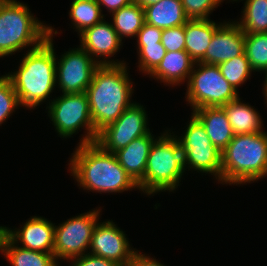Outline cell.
<instances>
[{
  "label": "cell",
  "instance_id": "cell-1",
  "mask_svg": "<svg viewBox=\"0 0 267 266\" xmlns=\"http://www.w3.org/2000/svg\"><path fill=\"white\" fill-rule=\"evenodd\" d=\"M57 34L61 33L55 30L54 26H50L47 40L39 47L25 52L18 69L6 74L12 82L21 107L34 110L44 102L49 101L48 105L52 101L50 94L57 88V54L53 43V38Z\"/></svg>",
  "mask_w": 267,
  "mask_h": 266
},
{
  "label": "cell",
  "instance_id": "cell-2",
  "mask_svg": "<svg viewBox=\"0 0 267 266\" xmlns=\"http://www.w3.org/2000/svg\"><path fill=\"white\" fill-rule=\"evenodd\" d=\"M70 157L67 170L78 187L88 193L116 194L138 190L114 153L105 151L96 142L77 145Z\"/></svg>",
  "mask_w": 267,
  "mask_h": 266
},
{
  "label": "cell",
  "instance_id": "cell-3",
  "mask_svg": "<svg viewBox=\"0 0 267 266\" xmlns=\"http://www.w3.org/2000/svg\"><path fill=\"white\" fill-rule=\"evenodd\" d=\"M128 67L127 63L99 65L94 71L85 93L97 133L116 121L134 103V82L130 79Z\"/></svg>",
  "mask_w": 267,
  "mask_h": 266
},
{
  "label": "cell",
  "instance_id": "cell-4",
  "mask_svg": "<svg viewBox=\"0 0 267 266\" xmlns=\"http://www.w3.org/2000/svg\"><path fill=\"white\" fill-rule=\"evenodd\" d=\"M267 132L234 135L221 153V184L247 185L263 179Z\"/></svg>",
  "mask_w": 267,
  "mask_h": 266
},
{
  "label": "cell",
  "instance_id": "cell-5",
  "mask_svg": "<svg viewBox=\"0 0 267 266\" xmlns=\"http://www.w3.org/2000/svg\"><path fill=\"white\" fill-rule=\"evenodd\" d=\"M49 33L50 25L35 17L27 4L0 0V58L39 47Z\"/></svg>",
  "mask_w": 267,
  "mask_h": 266
},
{
  "label": "cell",
  "instance_id": "cell-6",
  "mask_svg": "<svg viewBox=\"0 0 267 266\" xmlns=\"http://www.w3.org/2000/svg\"><path fill=\"white\" fill-rule=\"evenodd\" d=\"M160 134L150 148L144 178L137 184L138 190L148 197L159 192L174 193L186 173L174 132L168 129Z\"/></svg>",
  "mask_w": 267,
  "mask_h": 266
},
{
  "label": "cell",
  "instance_id": "cell-7",
  "mask_svg": "<svg viewBox=\"0 0 267 266\" xmlns=\"http://www.w3.org/2000/svg\"><path fill=\"white\" fill-rule=\"evenodd\" d=\"M48 117L61 138H70L84 129L77 145L94 143L98 133L94 130L86 93H68L52 99L46 106Z\"/></svg>",
  "mask_w": 267,
  "mask_h": 266
},
{
  "label": "cell",
  "instance_id": "cell-8",
  "mask_svg": "<svg viewBox=\"0 0 267 266\" xmlns=\"http://www.w3.org/2000/svg\"><path fill=\"white\" fill-rule=\"evenodd\" d=\"M186 85L185 99L191 111L222 107L239 97V92L223 77L217 65L195 63Z\"/></svg>",
  "mask_w": 267,
  "mask_h": 266
},
{
  "label": "cell",
  "instance_id": "cell-9",
  "mask_svg": "<svg viewBox=\"0 0 267 266\" xmlns=\"http://www.w3.org/2000/svg\"><path fill=\"white\" fill-rule=\"evenodd\" d=\"M188 122L182 136L174 134L181 148L185 171L213 175L221 184L222 152L211 143L203 125L193 115Z\"/></svg>",
  "mask_w": 267,
  "mask_h": 266
},
{
  "label": "cell",
  "instance_id": "cell-10",
  "mask_svg": "<svg viewBox=\"0 0 267 266\" xmlns=\"http://www.w3.org/2000/svg\"><path fill=\"white\" fill-rule=\"evenodd\" d=\"M101 210V207L94 208L55 225L54 256L59 264V260L68 262L89 252L92 233L100 219Z\"/></svg>",
  "mask_w": 267,
  "mask_h": 266
},
{
  "label": "cell",
  "instance_id": "cell-11",
  "mask_svg": "<svg viewBox=\"0 0 267 266\" xmlns=\"http://www.w3.org/2000/svg\"><path fill=\"white\" fill-rule=\"evenodd\" d=\"M148 121L144 106L134 101L116 121L98 132L95 142L105 151L114 153L149 133Z\"/></svg>",
  "mask_w": 267,
  "mask_h": 266
},
{
  "label": "cell",
  "instance_id": "cell-12",
  "mask_svg": "<svg viewBox=\"0 0 267 266\" xmlns=\"http://www.w3.org/2000/svg\"><path fill=\"white\" fill-rule=\"evenodd\" d=\"M98 66L80 45L70 48L56 56V87L62 94L85 93Z\"/></svg>",
  "mask_w": 267,
  "mask_h": 266
},
{
  "label": "cell",
  "instance_id": "cell-13",
  "mask_svg": "<svg viewBox=\"0 0 267 266\" xmlns=\"http://www.w3.org/2000/svg\"><path fill=\"white\" fill-rule=\"evenodd\" d=\"M113 220H105L95 226L89 254L116 262L120 266H129L133 254L137 250L131 247L129 238Z\"/></svg>",
  "mask_w": 267,
  "mask_h": 266
},
{
  "label": "cell",
  "instance_id": "cell-14",
  "mask_svg": "<svg viewBox=\"0 0 267 266\" xmlns=\"http://www.w3.org/2000/svg\"><path fill=\"white\" fill-rule=\"evenodd\" d=\"M105 19L79 34L80 46L99 65L124 64L126 63L124 60L111 59L117 52H120L124 42L113 28L111 21L108 22Z\"/></svg>",
  "mask_w": 267,
  "mask_h": 266
},
{
  "label": "cell",
  "instance_id": "cell-15",
  "mask_svg": "<svg viewBox=\"0 0 267 266\" xmlns=\"http://www.w3.org/2000/svg\"><path fill=\"white\" fill-rule=\"evenodd\" d=\"M20 226L7 227V237L13 243L28 250L54 253L55 223L42 216H30Z\"/></svg>",
  "mask_w": 267,
  "mask_h": 266
},
{
  "label": "cell",
  "instance_id": "cell-16",
  "mask_svg": "<svg viewBox=\"0 0 267 266\" xmlns=\"http://www.w3.org/2000/svg\"><path fill=\"white\" fill-rule=\"evenodd\" d=\"M245 33L235 20L223 21L215 30L200 63L219 65L244 52Z\"/></svg>",
  "mask_w": 267,
  "mask_h": 266
},
{
  "label": "cell",
  "instance_id": "cell-17",
  "mask_svg": "<svg viewBox=\"0 0 267 266\" xmlns=\"http://www.w3.org/2000/svg\"><path fill=\"white\" fill-rule=\"evenodd\" d=\"M155 137L150 131L146 135L134 139L126 147L114 152L118 163L136 184L144 178L149 151L156 140Z\"/></svg>",
  "mask_w": 267,
  "mask_h": 266
},
{
  "label": "cell",
  "instance_id": "cell-18",
  "mask_svg": "<svg viewBox=\"0 0 267 266\" xmlns=\"http://www.w3.org/2000/svg\"><path fill=\"white\" fill-rule=\"evenodd\" d=\"M194 64L186 50L166 51L160 64L149 77L166 86L177 87L188 82Z\"/></svg>",
  "mask_w": 267,
  "mask_h": 266
},
{
  "label": "cell",
  "instance_id": "cell-19",
  "mask_svg": "<svg viewBox=\"0 0 267 266\" xmlns=\"http://www.w3.org/2000/svg\"><path fill=\"white\" fill-rule=\"evenodd\" d=\"M204 127L211 143L221 152L234 137L223 107H204L191 113Z\"/></svg>",
  "mask_w": 267,
  "mask_h": 266
},
{
  "label": "cell",
  "instance_id": "cell-20",
  "mask_svg": "<svg viewBox=\"0 0 267 266\" xmlns=\"http://www.w3.org/2000/svg\"><path fill=\"white\" fill-rule=\"evenodd\" d=\"M222 23H216L211 19H193L186 22L184 25L185 50L195 63L203 59L215 30Z\"/></svg>",
  "mask_w": 267,
  "mask_h": 266
},
{
  "label": "cell",
  "instance_id": "cell-21",
  "mask_svg": "<svg viewBox=\"0 0 267 266\" xmlns=\"http://www.w3.org/2000/svg\"><path fill=\"white\" fill-rule=\"evenodd\" d=\"M241 102L240 96L223 105L234 135L260 133L264 128L262 117L256 108Z\"/></svg>",
  "mask_w": 267,
  "mask_h": 266
},
{
  "label": "cell",
  "instance_id": "cell-22",
  "mask_svg": "<svg viewBox=\"0 0 267 266\" xmlns=\"http://www.w3.org/2000/svg\"><path fill=\"white\" fill-rule=\"evenodd\" d=\"M145 22L160 29L185 25L189 20L181 0H161L144 7Z\"/></svg>",
  "mask_w": 267,
  "mask_h": 266
},
{
  "label": "cell",
  "instance_id": "cell-23",
  "mask_svg": "<svg viewBox=\"0 0 267 266\" xmlns=\"http://www.w3.org/2000/svg\"><path fill=\"white\" fill-rule=\"evenodd\" d=\"M113 28L117 31L121 40L123 38H135L145 23L144 8L135 2L122 7L110 14Z\"/></svg>",
  "mask_w": 267,
  "mask_h": 266
},
{
  "label": "cell",
  "instance_id": "cell-24",
  "mask_svg": "<svg viewBox=\"0 0 267 266\" xmlns=\"http://www.w3.org/2000/svg\"><path fill=\"white\" fill-rule=\"evenodd\" d=\"M3 256L11 266H61L54 253H45L21 248L8 237L3 244Z\"/></svg>",
  "mask_w": 267,
  "mask_h": 266
},
{
  "label": "cell",
  "instance_id": "cell-25",
  "mask_svg": "<svg viewBox=\"0 0 267 266\" xmlns=\"http://www.w3.org/2000/svg\"><path fill=\"white\" fill-rule=\"evenodd\" d=\"M242 10L239 21L235 22L245 34L267 33V0H245Z\"/></svg>",
  "mask_w": 267,
  "mask_h": 266
},
{
  "label": "cell",
  "instance_id": "cell-26",
  "mask_svg": "<svg viewBox=\"0 0 267 266\" xmlns=\"http://www.w3.org/2000/svg\"><path fill=\"white\" fill-rule=\"evenodd\" d=\"M68 14L70 20L72 19V29H75L78 35L86 28L101 22L106 16L94 0H73Z\"/></svg>",
  "mask_w": 267,
  "mask_h": 266
},
{
  "label": "cell",
  "instance_id": "cell-27",
  "mask_svg": "<svg viewBox=\"0 0 267 266\" xmlns=\"http://www.w3.org/2000/svg\"><path fill=\"white\" fill-rule=\"evenodd\" d=\"M244 53L253 72H267V33L245 34Z\"/></svg>",
  "mask_w": 267,
  "mask_h": 266
},
{
  "label": "cell",
  "instance_id": "cell-28",
  "mask_svg": "<svg viewBox=\"0 0 267 266\" xmlns=\"http://www.w3.org/2000/svg\"><path fill=\"white\" fill-rule=\"evenodd\" d=\"M217 66L219 67L223 77L238 92V87L247 82L253 72L244 52L241 55L227 60L226 62H223Z\"/></svg>",
  "mask_w": 267,
  "mask_h": 266
},
{
  "label": "cell",
  "instance_id": "cell-29",
  "mask_svg": "<svg viewBox=\"0 0 267 266\" xmlns=\"http://www.w3.org/2000/svg\"><path fill=\"white\" fill-rule=\"evenodd\" d=\"M139 72L150 75L165 56L166 49L161 42L158 44L136 45Z\"/></svg>",
  "mask_w": 267,
  "mask_h": 266
},
{
  "label": "cell",
  "instance_id": "cell-30",
  "mask_svg": "<svg viewBox=\"0 0 267 266\" xmlns=\"http://www.w3.org/2000/svg\"><path fill=\"white\" fill-rule=\"evenodd\" d=\"M21 107L11 80L6 76H0V126ZM16 109V110H15Z\"/></svg>",
  "mask_w": 267,
  "mask_h": 266
},
{
  "label": "cell",
  "instance_id": "cell-31",
  "mask_svg": "<svg viewBox=\"0 0 267 266\" xmlns=\"http://www.w3.org/2000/svg\"><path fill=\"white\" fill-rule=\"evenodd\" d=\"M225 0H181L189 20L210 19V15ZM231 2V0H228Z\"/></svg>",
  "mask_w": 267,
  "mask_h": 266
},
{
  "label": "cell",
  "instance_id": "cell-32",
  "mask_svg": "<svg viewBox=\"0 0 267 266\" xmlns=\"http://www.w3.org/2000/svg\"><path fill=\"white\" fill-rule=\"evenodd\" d=\"M161 43L169 52L185 50L184 25L163 29Z\"/></svg>",
  "mask_w": 267,
  "mask_h": 266
},
{
  "label": "cell",
  "instance_id": "cell-33",
  "mask_svg": "<svg viewBox=\"0 0 267 266\" xmlns=\"http://www.w3.org/2000/svg\"><path fill=\"white\" fill-rule=\"evenodd\" d=\"M162 32V29L145 22L135 37L137 45L158 44L161 42Z\"/></svg>",
  "mask_w": 267,
  "mask_h": 266
},
{
  "label": "cell",
  "instance_id": "cell-34",
  "mask_svg": "<svg viewBox=\"0 0 267 266\" xmlns=\"http://www.w3.org/2000/svg\"><path fill=\"white\" fill-rule=\"evenodd\" d=\"M68 262L69 266H120L114 261L98 257L89 253L73 258Z\"/></svg>",
  "mask_w": 267,
  "mask_h": 266
},
{
  "label": "cell",
  "instance_id": "cell-35",
  "mask_svg": "<svg viewBox=\"0 0 267 266\" xmlns=\"http://www.w3.org/2000/svg\"><path fill=\"white\" fill-rule=\"evenodd\" d=\"M129 266H167L156 260V258L150 257L148 254H142L140 250H136L133 254Z\"/></svg>",
  "mask_w": 267,
  "mask_h": 266
},
{
  "label": "cell",
  "instance_id": "cell-36",
  "mask_svg": "<svg viewBox=\"0 0 267 266\" xmlns=\"http://www.w3.org/2000/svg\"><path fill=\"white\" fill-rule=\"evenodd\" d=\"M133 0H97L98 5L101 7L103 13V7L111 14L112 12L121 9L124 6L129 5Z\"/></svg>",
  "mask_w": 267,
  "mask_h": 266
},
{
  "label": "cell",
  "instance_id": "cell-37",
  "mask_svg": "<svg viewBox=\"0 0 267 266\" xmlns=\"http://www.w3.org/2000/svg\"><path fill=\"white\" fill-rule=\"evenodd\" d=\"M6 237H7V227L6 226H0V252H1V255H3V244H4Z\"/></svg>",
  "mask_w": 267,
  "mask_h": 266
},
{
  "label": "cell",
  "instance_id": "cell-38",
  "mask_svg": "<svg viewBox=\"0 0 267 266\" xmlns=\"http://www.w3.org/2000/svg\"><path fill=\"white\" fill-rule=\"evenodd\" d=\"M159 1H161V0H133V2L139 4V5L142 6L143 8H144L145 6H148V5H152V4L158 3Z\"/></svg>",
  "mask_w": 267,
  "mask_h": 266
},
{
  "label": "cell",
  "instance_id": "cell-39",
  "mask_svg": "<svg viewBox=\"0 0 267 266\" xmlns=\"http://www.w3.org/2000/svg\"><path fill=\"white\" fill-rule=\"evenodd\" d=\"M262 87H263V88H262V93H263V95H264V97H265L264 100H266L264 104L267 105V82H264ZM266 107H267V106H266Z\"/></svg>",
  "mask_w": 267,
  "mask_h": 266
},
{
  "label": "cell",
  "instance_id": "cell-40",
  "mask_svg": "<svg viewBox=\"0 0 267 266\" xmlns=\"http://www.w3.org/2000/svg\"><path fill=\"white\" fill-rule=\"evenodd\" d=\"M265 177H267V167H266V171H265V173H264L263 178H265Z\"/></svg>",
  "mask_w": 267,
  "mask_h": 266
},
{
  "label": "cell",
  "instance_id": "cell-41",
  "mask_svg": "<svg viewBox=\"0 0 267 266\" xmlns=\"http://www.w3.org/2000/svg\"><path fill=\"white\" fill-rule=\"evenodd\" d=\"M265 81H263V82H267V72L265 73Z\"/></svg>",
  "mask_w": 267,
  "mask_h": 266
}]
</instances>
